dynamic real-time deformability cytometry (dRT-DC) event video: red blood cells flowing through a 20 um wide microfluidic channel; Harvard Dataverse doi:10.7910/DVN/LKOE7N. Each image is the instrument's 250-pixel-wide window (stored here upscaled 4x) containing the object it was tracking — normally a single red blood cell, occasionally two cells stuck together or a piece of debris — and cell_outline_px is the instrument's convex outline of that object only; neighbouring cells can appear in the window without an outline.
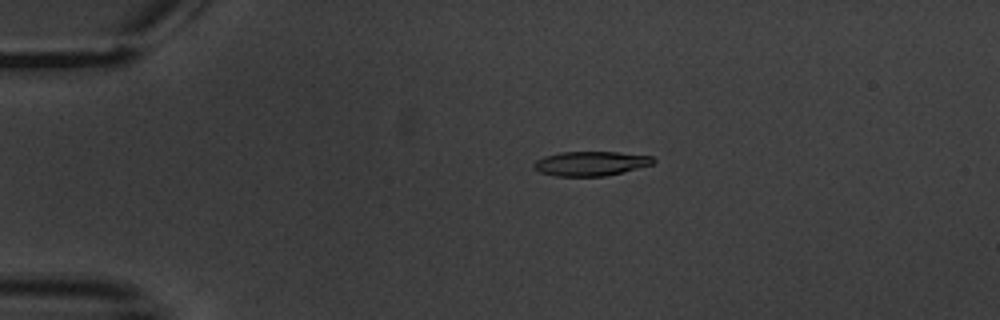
{"species": "common noctule bat (a hibernating species)", "species_latin": "Nyctalus noctula", "temperature_condition": "warm", "stored_images_in_passage": 9, "camera_frame_rate_fps": 3000, "um_per_image_px": 0.085, "animal": {"sex": "male", "body_mass_g": 20.1, "forearm_length_mm": 53.5}, "frame": {"image": 1, "passage_image": 3, "time_ms": 3.333, "image_size_px": [1000, 320], "cell_outline_px": [[656, 160], [652, 164], [604, 176], [556, 176], [540, 172], [532, 168], [532, 164], [536, 160], [544, 156], [560, 152], [620, 152], [652, 156]], "centroid_in_image_um": [50.16, 13.89], "position_along_channel_um": 34.8, "area_um2": 16.94}}
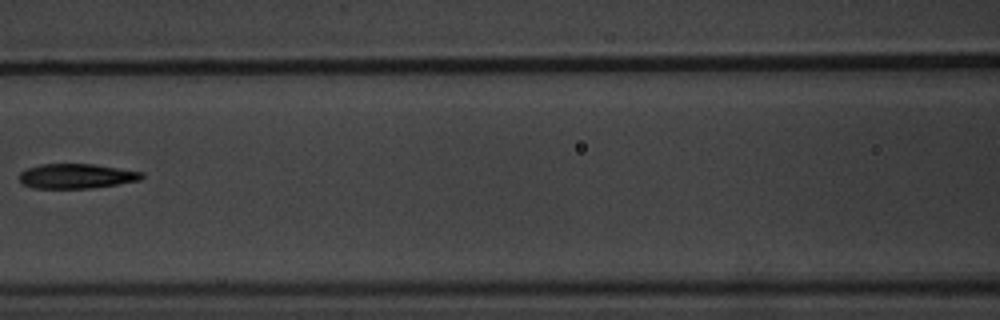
{"frame": {"image": 2, "passage_image": 7, "time_ms": 8.333, "image_size_px": [1000, 320], "cell_outline_px": [[144, 176], [140, 180], [92, 188], [32, 188], [24, 184], [20, 180], [20, 172], [28, 168], [40, 164], [92, 164], [144, 172]], "centroid_in_image_um": [6.5, 14.97], "position_along_channel_um": 160.1, "area_um2": 17.51}}
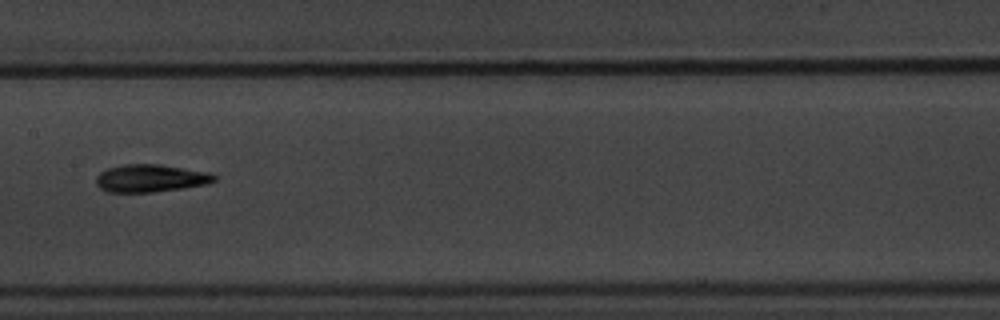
{"frame": {"image": 3, "passage_image": 8, "time_ms": 9.333, "image_size_px": [1000, 320], "cell_outline_px": [[220, 176], [216, 180], [204, 184], [184, 188], [152, 192], [108, 192], [100, 188], [96, 184], [96, 176], [100, 172], [108, 168], [124, 164], [160, 164], [212, 172]], "centroid_in_image_um": [12.84, 15.14], "position_along_channel_um": 194.6, "area_um2": 19.25}}